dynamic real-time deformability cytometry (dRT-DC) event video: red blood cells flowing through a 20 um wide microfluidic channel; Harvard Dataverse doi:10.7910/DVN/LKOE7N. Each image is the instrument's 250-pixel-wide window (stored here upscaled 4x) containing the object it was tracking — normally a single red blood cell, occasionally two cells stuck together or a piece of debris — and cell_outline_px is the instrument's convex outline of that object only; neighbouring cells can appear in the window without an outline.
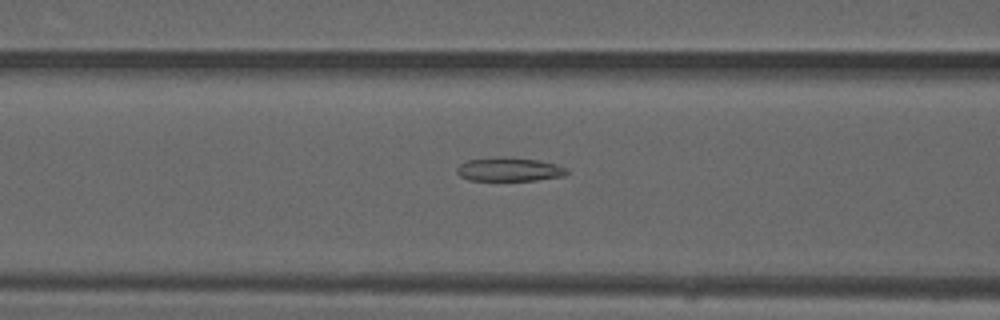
{"species": "common noctule bat (a hibernating species)", "species_latin": "Nyctalus noctula", "temperature_condition": "warm", "stored_images_in_passage": 36, "camera_frame_rate_fps": 3000, "um_per_image_px": 0.085, "animal": {"sex": "male", "forearm_length_mm": 52.5}, "frame": {"image": 1, "passage_image": 6, "time_ms": 1.667, "image_size_px": [1000, 320], "cell_outline_px": [[568, 172], [564, 176], [536, 180], [468, 180], [460, 176], [456, 172], [456, 168], [460, 164], [468, 160], [496, 156], [536, 160], [556, 164], [568, 168]], "centroid_in_image_um": [43.27, 14.4], "position_along_channel_um": 123.3, "area_um2": 15.2}}
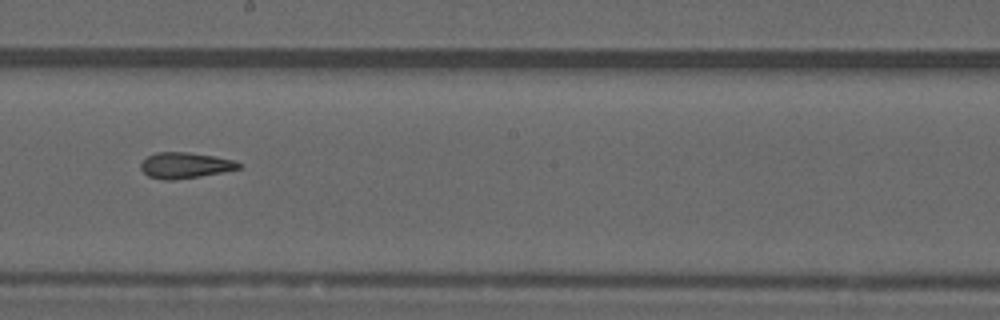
{"frame": {"image": 2, "passage_image": 14, "time_ms": 4.333, "image_size_px": [1000, 320], "cell_outline_px": [[244, 164], [240, 168], [224, 172], [200, 176], [172, 180], [164, 180], [148, 176], [140, 168], [140, 164], [148, 156], [156, 152], [188, 152], [236, 160]], "centroid_in_image_um": [15.76, 14.05], "position_along_channel_um": 232.4, "area_um2": 14.8}}
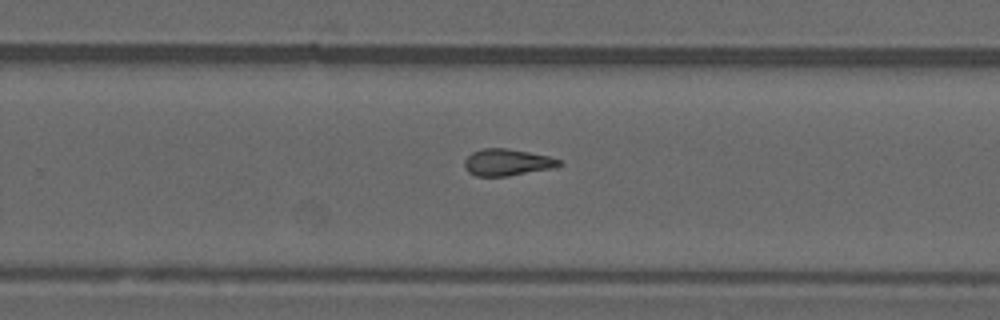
{"frame": {"image": 3, "passage_image": 18, "time_ms": 5.667, "image_size_px": [1000, 320], "cell_outline_px": [[564, 164], [556, 168], [508, 176], [476, 176], [468, 172], [464, 168], [464, 160], [472, 152], [484, 148], [508, 148], [552, 156], [564, 160]], "centroid_in_image_um": [43.19, 13.8], "position_along_channel_um": 286.6, "area_um2": 15.2}, "authors_computed_cell_mechanics": {"area_um2": 15.028, "velocity_mm_per_s": 4.0959, "shape_relaxation_time_tau1_ms": null, "shape_relaxation_time_tau2_ms": 2.2065, "deformation_change_tau1": null, "deformation_change_tau2": 0.1066}}